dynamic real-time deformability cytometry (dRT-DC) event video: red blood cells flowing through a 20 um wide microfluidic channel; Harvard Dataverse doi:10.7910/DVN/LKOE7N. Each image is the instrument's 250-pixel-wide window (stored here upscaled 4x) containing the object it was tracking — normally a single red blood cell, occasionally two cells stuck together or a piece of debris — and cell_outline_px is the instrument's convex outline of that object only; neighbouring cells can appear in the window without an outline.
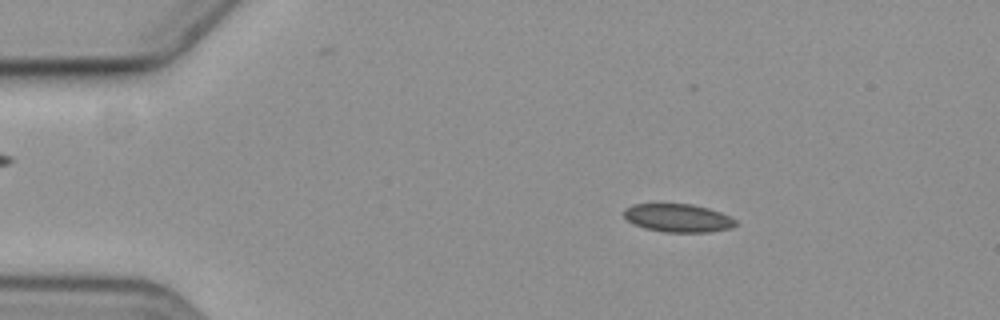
{"species": "common noctule bat (a hibernating species)", "species_latin": "Nyctalus noctula", "temperature_condition": "cold", "stored_images_in_passage": 4, "camera_frame_rate_fps": 3000, "um_per_image_px": 0.085, "animal": {"sex": "female", "body_mass_g": 19.3, "forearm_length_mm": 54.1}, "frame": {"image": 1, "passage_image": 2, "time_ms": 1.333, "image_size_px": [1000, 320], "cell_outline_px": [[736, 224], [732, 228], [708, 232], [664, 232], [644, 228], [632, 224], [624, 216], [624, 208], [632, 204], [692, 204], [708, 208], [720, 212], [736, 220]], "centroid_in_image_um": [57.6, 18.53], "position_along_channel_um": 27.4, "area_um2": 18.38}}